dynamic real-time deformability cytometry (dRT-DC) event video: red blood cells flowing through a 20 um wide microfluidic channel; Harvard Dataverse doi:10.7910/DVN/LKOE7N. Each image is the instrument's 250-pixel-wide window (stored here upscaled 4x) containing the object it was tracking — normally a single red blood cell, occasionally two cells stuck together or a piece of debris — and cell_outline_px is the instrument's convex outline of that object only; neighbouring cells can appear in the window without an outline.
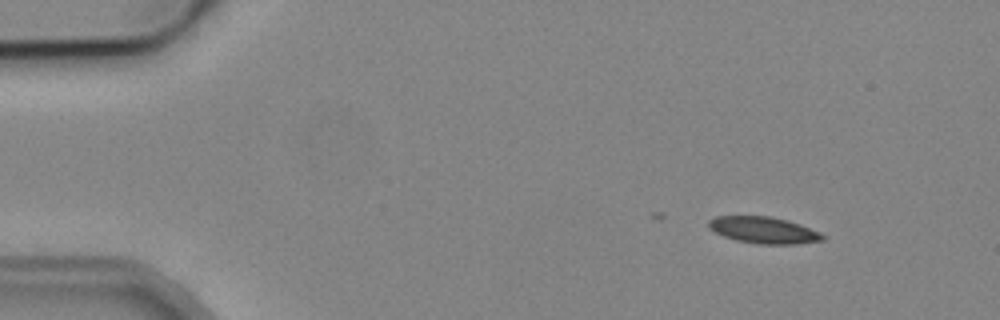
{"species": "common noctule bat (a hibernating species)", "species_latin": "Nyctalus noctula", "temperature_condition": "cold", "stored_images_in_passage": 9, "camera_frame_rate_fps": 3000, "um_per_image_px": 0.085, "animal": {"sex": "male", "body_mass_g": 19.2, "forearm_length_mm": 51.8}, "frame": {"image": 1, "passage_image": 2, "time_ms": 1.0, "image_size_px": [1000, 320], "cell_outline_px": [[828, 236], [824, 240], [796, 244], [756, 244], [736, 240], [724, 236], [708, 228], [708, 220], [716, 216], [772, 216], [788, 220], [800, 224], [820, 232]], "centroid_in_image_um": [64.94, 19.56], "position_along_channel_um": 20.1, "area_um2": 17.86}}
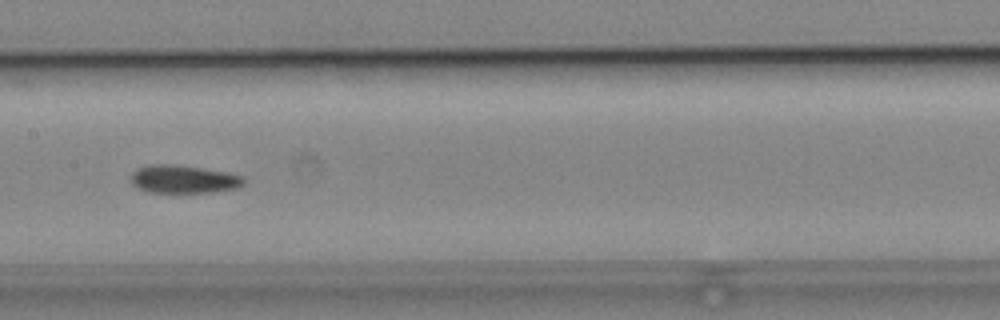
{"frame": {"image": 2, "passage_image": 8, "time_ms": 8.0, "image_size_px": [1000, 320], "cell_outline_px": [[248, 180], [240, 188], [212, 192], [148, 192], [132, 184], [132, 172], [136, 168], [148, 164], [172, 164], [228, 172], [244, 176]], "centroid_in_image_um": [15.66, 15.22], "position_along_channel_um": 191.7, "area_um2": 18.61}}
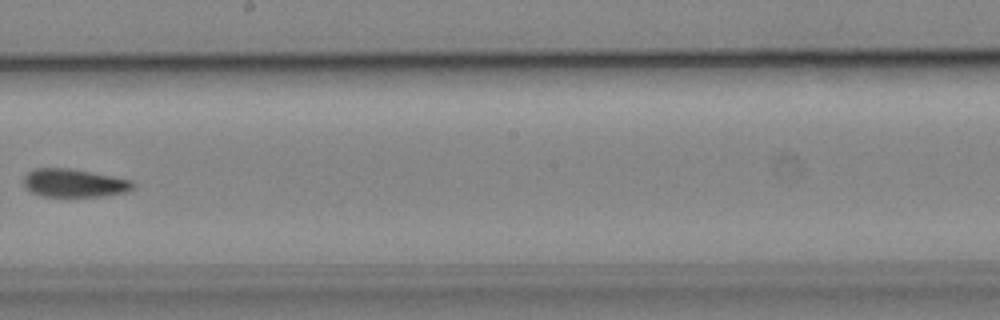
{"frame": {"image": 3, "passage_image": 9, "time_ms": 9.333, "image_size_px": [1000, 320], "cell_outline_px": [[136, 184], [132, 188], [124, 192], [104, 196], [40, 196], [32, 192], [24, 184], [24, 176], [28, 172], [36, 168], [68, 168], [112, 176], [132, 180]], "centroid_in_image_um": [6.3, 15.55], "position_along_channel_um": 241.9, "area_um2": 17.74}}